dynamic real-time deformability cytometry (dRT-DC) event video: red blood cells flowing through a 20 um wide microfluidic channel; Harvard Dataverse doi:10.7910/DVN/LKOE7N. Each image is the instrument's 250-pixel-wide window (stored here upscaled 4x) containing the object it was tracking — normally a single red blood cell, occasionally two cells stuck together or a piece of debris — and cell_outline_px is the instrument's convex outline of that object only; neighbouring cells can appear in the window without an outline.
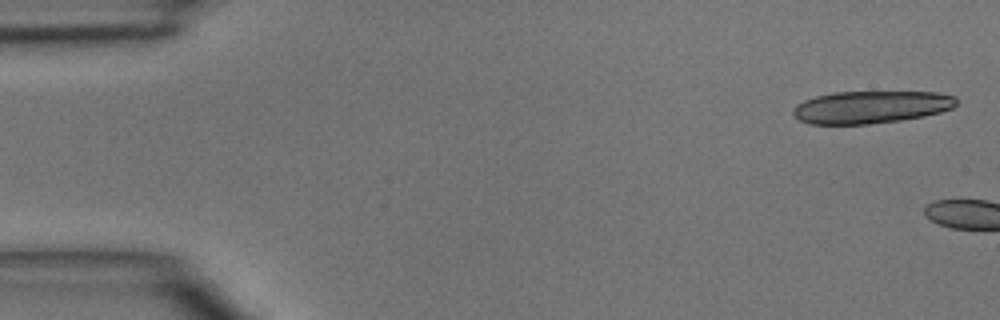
{"species": "common noctule bat (a hibernating species)", "species_latin": "Nyctalus noctula", "temperature_condition": "room temperature", "stored_images_in_passage": 3, "camera_frame_rate_fps": 3000, "um_per_image_px": 0.085, "animal": {"sex": "male", "body_mass_g": 15.6}, "frame": {"image": 1, "passage_image": 1, "time_ms": 0.0, "image_size_px": [1000, 320], "cell_outline_px": [[956, 104], [952, 108], [940, 112], [924, 116], [900, 120], [868, 124], [808, 124], [800, 120], [792, 112], [792, 108], [796, 104], [804, 100], [816, 96], [836, 92], [936, 92], [956, 96]], "centroid_in_image_um": [74.02, 9.1], "position_along_channel_um": 11.0, "area_um2": 30.87}}